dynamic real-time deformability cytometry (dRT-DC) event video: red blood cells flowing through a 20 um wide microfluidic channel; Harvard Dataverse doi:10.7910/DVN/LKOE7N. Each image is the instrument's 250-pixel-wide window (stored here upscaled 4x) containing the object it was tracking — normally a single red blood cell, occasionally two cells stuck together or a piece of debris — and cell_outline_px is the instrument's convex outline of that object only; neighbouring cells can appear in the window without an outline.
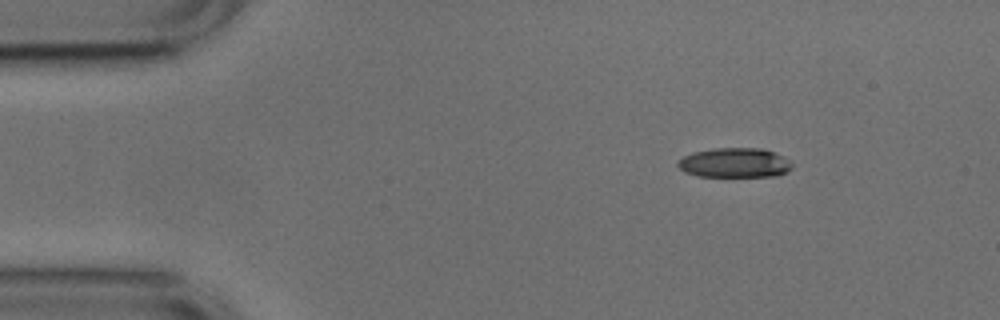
{"species": "common noctule bat (a hibernating species)", "species_latin": "Nyctalus noctula", "temperature_condition": "cold", "stored_images_in_passage": 46, "camera_frame_rate_fps": 3000, "um_per_image_px": 0.085, "animal": {"sex": "male", "body_mass_g": 17.9, "forearm_length_mm": 54.2}, "frame": {"image": 1, "passage_image": 1, "time_ms": 0.0, "image_size_px": [1000, 320], "cell_outline_px": [[792, 168], [788, 172], [776, 176], [696, 176], [684, 172], [676, 164], [684, 156], [692, 152], [712, 148], [764, 148], [784, 156], [792, 164]], "centroid_in_image_um": [62.46, 13.83], "position_along_channel_um": 22.5, "area_um2": 19.88}}
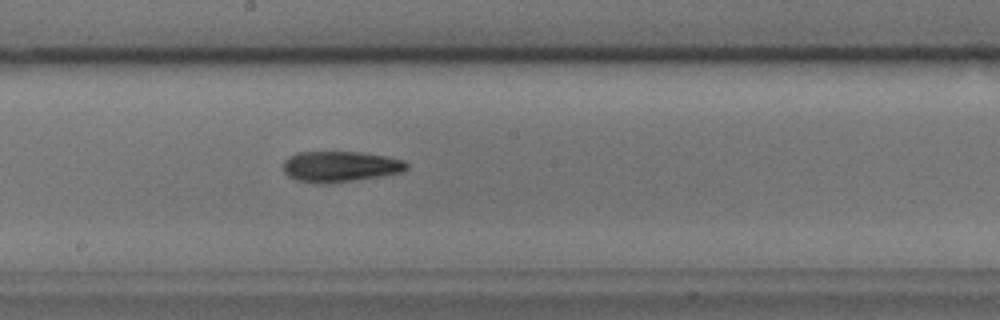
{"frame": {"image": 2, "passage_image": 22, "time_ms": 7.0, "image_size_px": [1000, 320], "cell_outline_px": [[408, 168], [400, 172], [380, 176], [328, 184], [316, 184], [296, 180], [288, 176], [284, 172], [284, 160], [288, 156], [300, 152], [360, 152], [388, 156], [404, 160], [408, 164]], "centroid_in_image_um": [28.9, 14.16], "position_along_channel_um": 219.3, "area_um2": 22.25}}
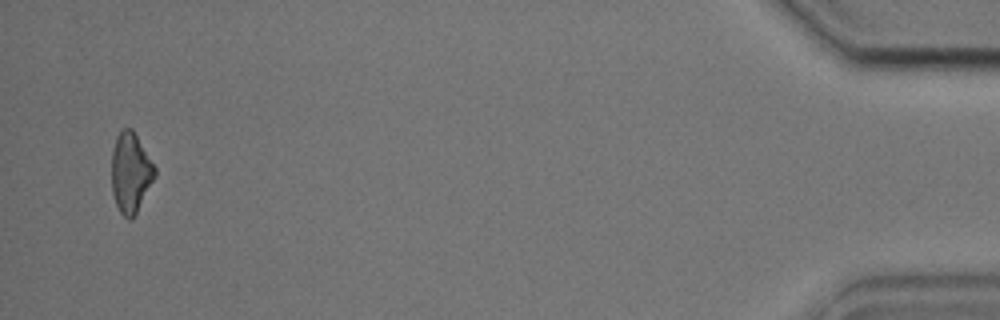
{"frame": {"image": 3, "passage_image": 45, "time_ms": 14.667, "image_size_px": [1000, 320], "cell_outline_px": [[156, 176], [132, 220], [128, 220], [120, 212], [116, 204], [112, 192], [112, 152], [116, 136], [124, 128], [132, 128], [156, 168]], "centroid_in_image_um": [11.1, 14.68], "position_along_channel_um": 424.1, "area_um2": 20.06}, "authors_computed_cell_mechanics": {"area_um2": 21.097, "velocity_mm_per_s": 3.7762, "shape_relaxation_time_tau1_ms": 4.5774, "shape_relaxation_time_tau2_ms": 7.5107, "deformation_change_tau1": 0.1552, "deformation_change_tau2": 0.2076}}